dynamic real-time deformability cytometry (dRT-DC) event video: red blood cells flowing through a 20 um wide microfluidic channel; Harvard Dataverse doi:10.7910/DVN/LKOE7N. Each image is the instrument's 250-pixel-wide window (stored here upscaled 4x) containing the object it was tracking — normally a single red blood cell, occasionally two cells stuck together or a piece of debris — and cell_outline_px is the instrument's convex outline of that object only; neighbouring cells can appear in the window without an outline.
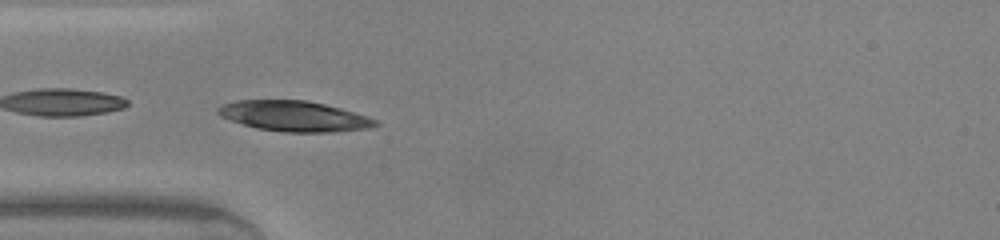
{"species": "common noctule bat (a hibernating species)", "species_latin": "Nyctalus noctula", "temperature_condition": "warm", "stored_images_in_passage": 34, "camera_frame_rate_fps": 3000, "um_per_image_px": 0.085, "animal": {"sex": "male", "body_mass_g": 20.0, "forearm_length_mm": 53.3}, "frame": {"image": 1, "passage_image": 1, "time_ms": 0.0, "image_size_px": [1000, 240], "cell_outline_px": [[380, 124], [368, 128], [332, 132], [284, 132], [256, 128], [220, 116], [216, 112], [216, 108], [220, 104], [236, 100], [308, 100], [340, 108], [368, 116], [376, 120]], "centroid_in_image_um": [24.98, 9.86], "position_along_channel_um": 60.0, "area_um2": 27.92}}
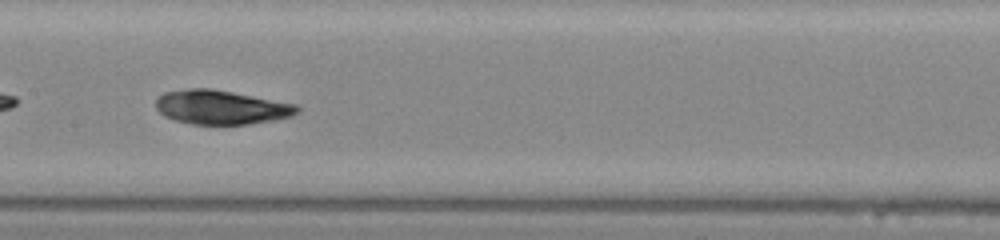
{"frame": {"image": 2, "passage_image": 10, "time_ms": 3.0, "image_size_px": [1000, 240], "cell_outline_px": [[300, 112], [292, 116], [272, 120], [248, 124], [192, 124], [176, 120], [164, 116], [156, 108], [156, 100], [164, 92], [188, 88], [212, 88], [296, 104], [300, 108]], "centroid_in_image_um": [18.8, 9.11], "position_along_channel_um": 188.6, "area_um2": 28.03}}
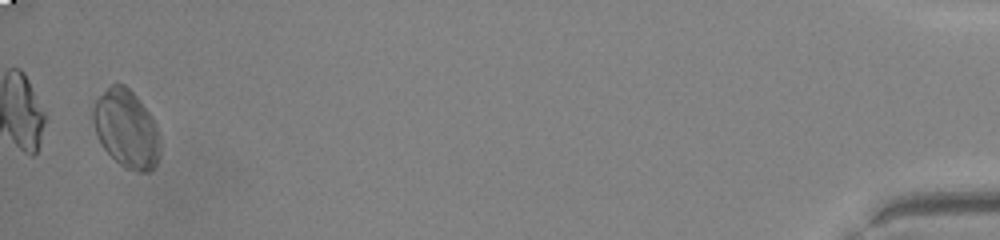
{"frame": {"image": 3, "passage_image": 33, "time_ms": 10.667, "image_size_px": [1000, 240], "cell_outline_px": [[160, 152], [156, 168], [148, 172], [140, 172], [128, 168], [120, 164], [100, 144], [96, 136], [92, 120], [92, 108], [96, 100], [112, 84], [124, 84], [136, 96], [152, 116], [156, 124], [160, 140]], "centroid_in_image_um": [10.75, 10.97], "position_along_channel_um": 424.5, "area_um2": 30.46}, "authors_computed_cell_mechanics": {"area_um2": 28.033, "velocity_mm_per_s": 4.3023, "shape_relaxation_time_tau1_ms": 3.8817, "shape_relaxation_time_tau2_ms": 1.0886, "deformation_change_tau1": 0.1533, "deformation_change_tau2": 0.0516}}